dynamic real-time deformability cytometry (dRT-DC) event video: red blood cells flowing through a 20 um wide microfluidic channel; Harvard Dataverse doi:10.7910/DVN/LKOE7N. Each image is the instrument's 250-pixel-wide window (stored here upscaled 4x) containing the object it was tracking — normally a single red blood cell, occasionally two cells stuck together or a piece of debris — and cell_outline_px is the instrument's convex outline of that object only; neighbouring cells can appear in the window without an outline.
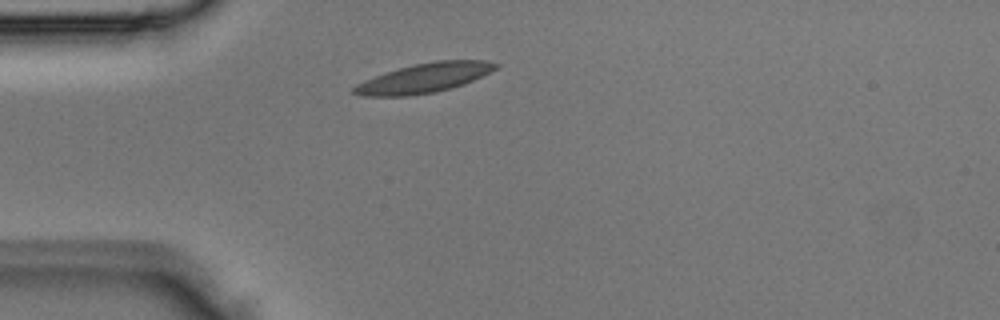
{"species": "Egyptian fruit bat (a non-hibernating species)", "species_latin": "Rousettus aegyptiacus", "temperature_condition": "room temperature", "stored_images_in_passage": 4, "camera_frame_rate_fps": 3000, "um_per_image_px": 0.085, "animal": {"sex": "male"}, "frame": {"image": 1, "passage_image": 4, "time_ms": 1.0, "image_size_px": [1000, 320], "cell_outline_px": [[500, 64], [492, 72], [464, 84], [452, 88], [436, 92], [408, 96], [360, 96], [352, 92], [352, 88], [356, 84], [364, 80], [412, 64], [436, 60], [488, 60]], "centroid_in_image_um": [36.09, 6.63], "position_along_channel_um": 48.9, "area_um2": 24.45}}